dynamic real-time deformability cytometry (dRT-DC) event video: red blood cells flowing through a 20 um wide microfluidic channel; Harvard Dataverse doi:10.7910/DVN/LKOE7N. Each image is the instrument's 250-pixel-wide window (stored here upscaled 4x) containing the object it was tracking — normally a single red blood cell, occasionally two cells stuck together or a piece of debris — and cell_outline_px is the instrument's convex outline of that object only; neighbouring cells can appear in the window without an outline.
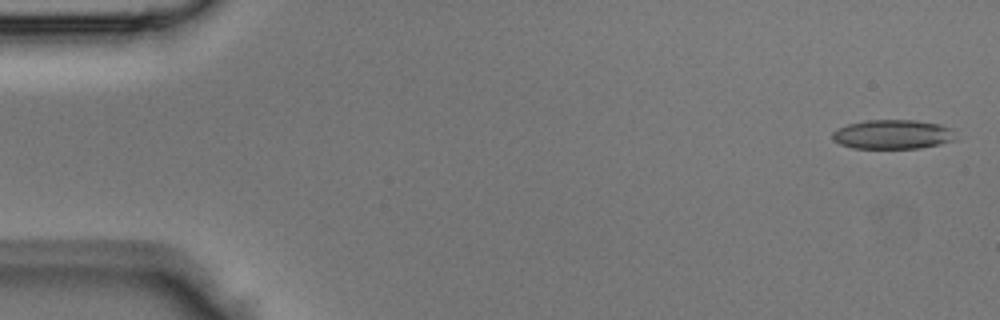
{"species": "Egyptian fruit bat (a non-hibernating species)", "species_latin": "Rousettus aegyptiacus", "temperature_condition": "room temperature", "stored_images_in_passage": 13, "camera_frame_rate_fps": 3000, "um_per_image_px": 0.085, "animal": {"sex": "male"}, "frame": {"image": 1, "passage_image": 1, "time_ms": 0.0, "image_size_px": [1000, 320], "cell_outline_px": [[956, 140], [940, 144], [920, 148], [852, 148], [840, 144], [832, 140], [832, 132], [836, 128], [848, 124], [864, 120], [916, 120], [940, 124], [952, 128]], "centroid_in_image_um": [75.86, 11.42], "position_along_channel_um": 9.1, "area_um2": 21.27}}
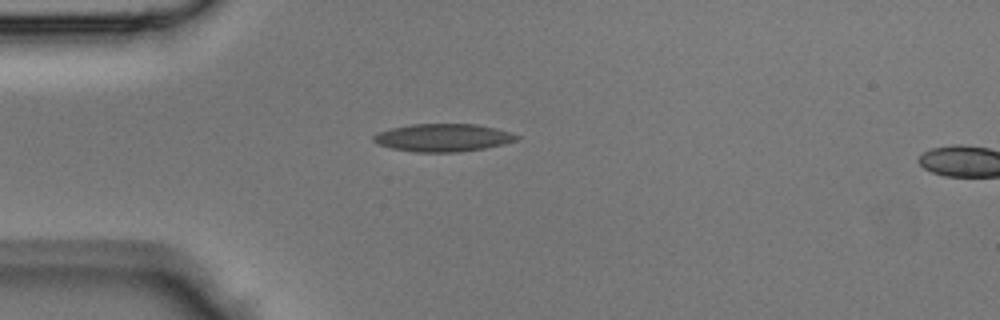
{"frame": {"image": 2, "passage_image": 11, "time_ms": 3.333, "image_size_px": [1000, 320], "cell_outline_px": [[520, 136], [516, 140], [504, 144], [484, 148], [460, 152], [416, 152], [392, 148], [380, 144], [372, 140], [372, 136], [380, 132], [392, 128], [412, 124], [476, 124], [496, 128], [512, 132]], "centroid_in_image_um": [37.7, 11.7], "position_along_channel_um": 47.3, "area_um2": 23.06}}